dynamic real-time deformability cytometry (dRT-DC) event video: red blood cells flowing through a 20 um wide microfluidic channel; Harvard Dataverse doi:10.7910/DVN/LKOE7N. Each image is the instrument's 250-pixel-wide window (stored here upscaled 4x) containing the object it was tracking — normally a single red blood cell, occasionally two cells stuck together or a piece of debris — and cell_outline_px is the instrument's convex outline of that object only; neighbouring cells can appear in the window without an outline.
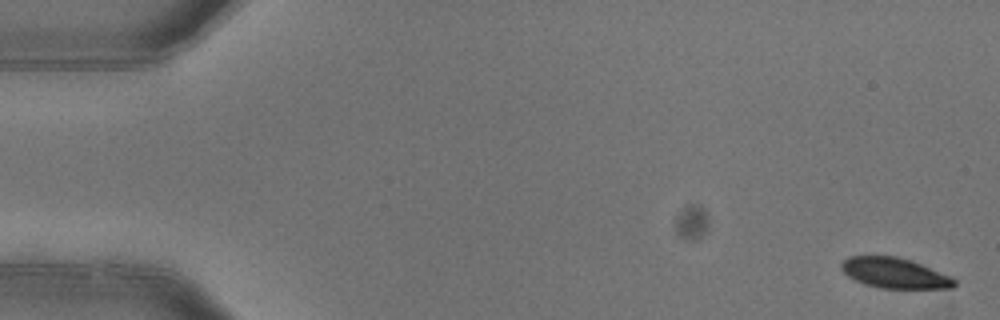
{"species": "common noctule bat (a hibernating species)", "species_latin": "Nyctalus noctula", "temperature_condition": "warm", "stored_images_in_passage": 5, "camera_frame_rate_fps": 3000, "um_per_image_px": 0.085, "animal": {"sex": "female"}, "frame": {"image": 1, "passage_image": 1, "time_ms": 0.0, "image_size_px": [1000, 320], "cell_outline_px": [[956, 284], [952, 288], [880, 288], [864, 284], [848, 276], [840, 268], [840, 264], [848, 256], [896, 256], [912, 260], [952, 276], [956, 280]], "centroid_in_image_um": [76.06, 23.2], "position_along_channel_um": 8.9, "area_um2": 20.11}}
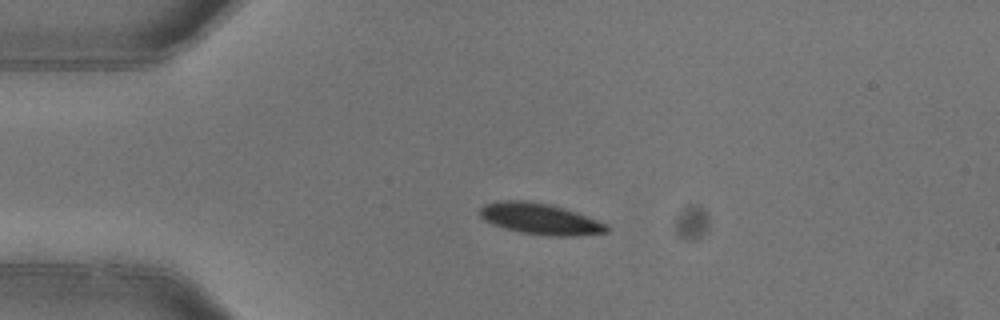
{"frame": {"image": 2, "passage_image": 4, "time_ms": 1.0, "image_size_px": [1000, 320], "cell_outline_px": [[608, 232], [576, 236], [548, 236], [520, 232], [504, 228], [492, 224], [484, 220], [480, 216], [480, 208], [484, 204], [496, 200], [528, 200], [552, 204], [576, 212], [608, 224]], "centroid_in_image_um": [45.89, 18.59], "position_along_channel_um": 39.1, "area_um2": 23.29}}